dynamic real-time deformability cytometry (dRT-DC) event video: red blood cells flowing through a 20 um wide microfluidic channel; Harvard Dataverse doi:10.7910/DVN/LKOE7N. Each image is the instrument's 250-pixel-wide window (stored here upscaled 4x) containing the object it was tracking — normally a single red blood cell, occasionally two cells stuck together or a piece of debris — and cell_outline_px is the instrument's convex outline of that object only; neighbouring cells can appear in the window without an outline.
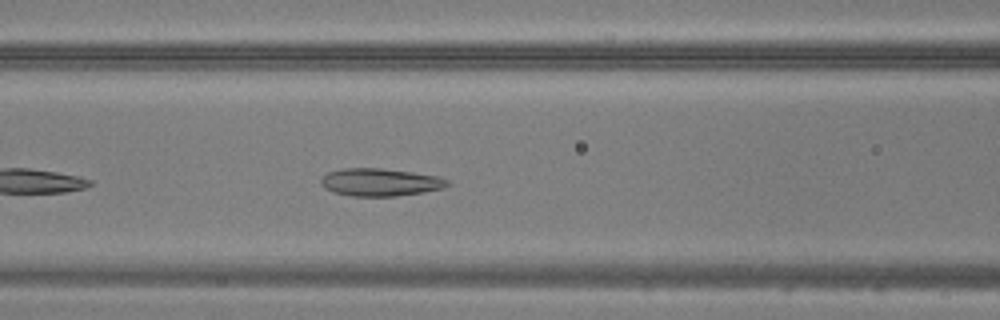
{"species": "common noctule bat (a hibernating species)", "species_latin": "Nyctalus noctula", "temperature_condition": "warm", "stored_images_in_passage": 34, "camera_frame_rate_fps": 3000, "um_per_image_px": 0.085, "animal": {"sex": "male", "body_mass_g": 20.5, "forearm_length_mm": 52.5}, "frame": {"image": 1, "passage_image": 8, "time_ms": 2.333, "image_size_px": [1000, 320], "cell_outline_px": [[448, 184], [444, 188], [424, 192], [396, 196], [352, 196], [336, 192], [324, 188], [320, 184], [320, 180], [328, 172], [344, 168], [380, 168], [412, 172], [436, 176], [448, 180]], "centroid_in_image_um": [32.3, 15.49], "position_along_channel_um": 134.3, "area_um2": 20.23}}
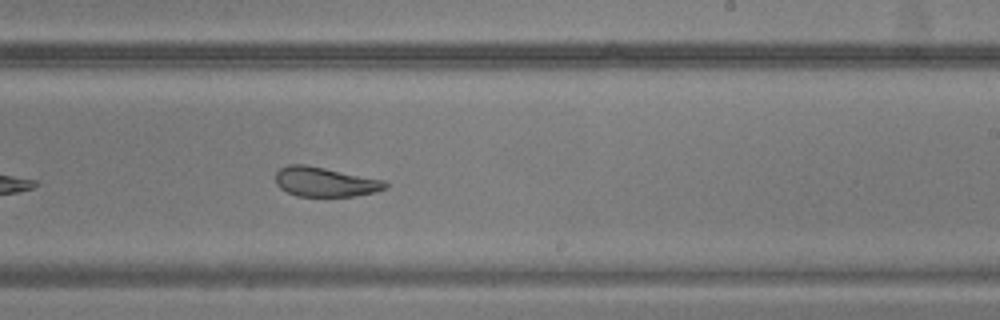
{"frame": {"image": 2, "passage_image": 17, "time_ms": 5.333, "image_size_px": [1000, 320], "cell_outline_px": [[388, 184], [384, 188], [376, 192], [352, 196], [296, 196], [280, 188], [276, 184], [276, 172], [280, 168], [288, 164], [304, 164], [384, 180]], "centroid_in_image_um": [27.59, 15.46], "position_along_channel_um": 261.4, "area_um2": 18.73}}
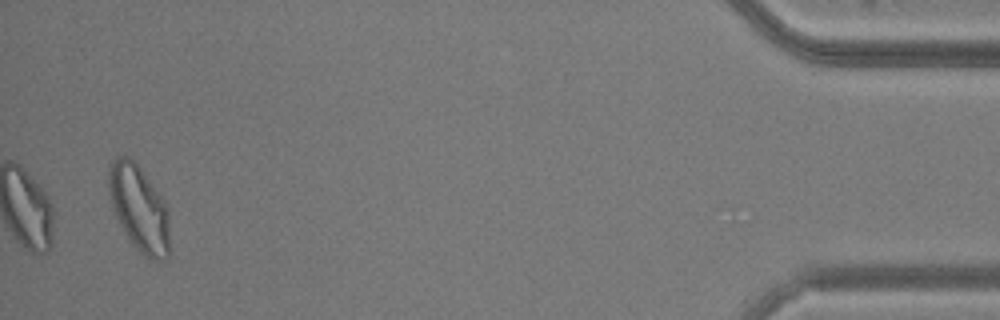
{"frame": {"image": 3, "passage_image": 34, "time_ms": 11.0, "image_size_px": [1000, 320], "cell_outline_px": [[168, 256], [164, 260], [152, 260], [144, 256], [128, 240], [112, 208], [108, 196], [108, 164], [116, 156], [128, 156], [140, 168], [160, 196], [168, 208]], "centroid_in_image_um": [11.77, 17.7], "position_along_channel_um": 423.4, "area_um2": 30.52}}